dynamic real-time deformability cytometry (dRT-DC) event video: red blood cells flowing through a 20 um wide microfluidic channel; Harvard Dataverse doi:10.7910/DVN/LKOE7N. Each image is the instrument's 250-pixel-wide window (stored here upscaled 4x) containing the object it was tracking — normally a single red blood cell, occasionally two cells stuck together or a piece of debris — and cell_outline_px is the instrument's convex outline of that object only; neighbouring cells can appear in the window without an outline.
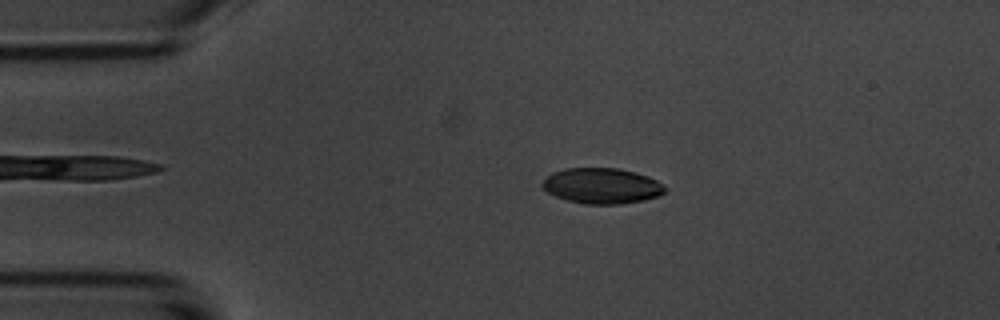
{"species": "common noctule bat (a hibernating species)", "species_latin": "Nyctalus noctula", "temperature_condition": "room temperature", "stored_images_in_passage": 47, "camera_frame_rate_fps": 3000, "um_per_image_px": 0.085, "animal": {"sex": "male", "body_mass_g": 20.1, "forearm_length_mm": 53.5}, "frame": {"image": 1, "passage_image": 10, "time_ms": 3.0, "image_size_px": [1000, 320], "cell_outline_px": [[668, 188], [660, 196], [644, 200], [620, 204], [584, 204], [568, 200], [556, 196], [548, 192], [540, 184], [552, 172], [564, 168], [620, 168], [636, 172], [648, 176], [664, 184]], "centroid_in_image_um": [51.19, 15.79], "position_along_channel_um": 33.8, "area_um2": 25.61}}
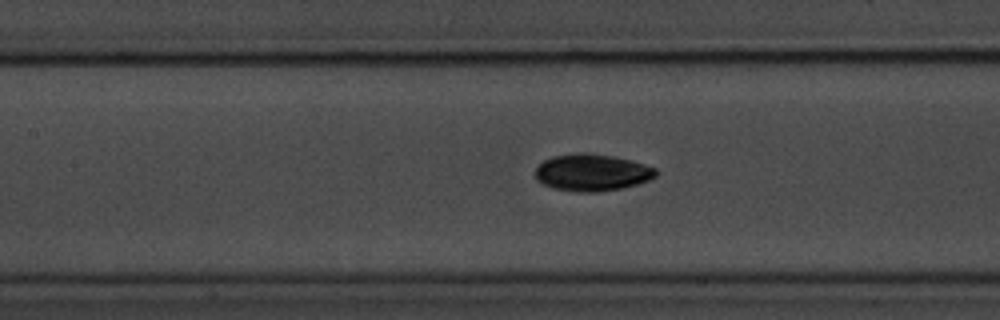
{"frame": {"image": 2, "passage_image": 23, "time_ms": 7.333, "image_size_px": [1000, 320], "cell_outline_px": [[656, 176], [648, 180], [636, 184], [620, 188], [596, 192], [576, 192], [552, 188], [536, 180], [536, 168], [544, 160], [552, 156], [580, 152], [588, 152], [612, 156], [632, 160], [656, 168]], "centroid_in_image_um": [50.3, 14.65], "position_along_channel_um": 157.1, "area_um2": 25.95}}
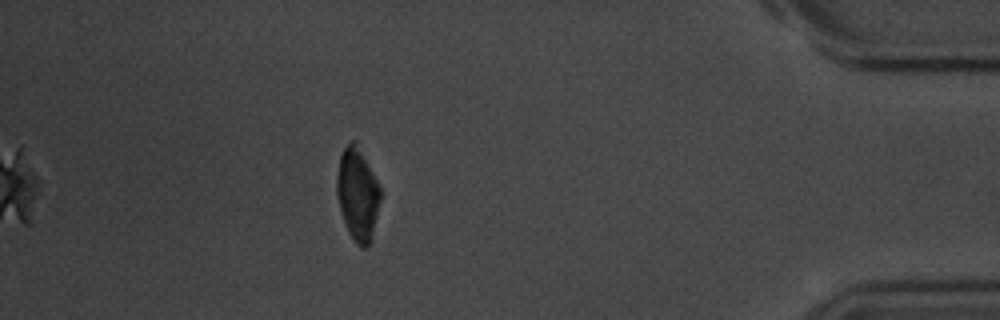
{"frame": {"image": 3, "passage_image": 47, "time_ms": 15.333, "image_size_px": [1000, 320], "cell_outline_px": [[380, 200], [372, 240], [364, 248], [360, 248], [356, 244], [348, 232], [344, 224], [340, 212], [336, 196], [336, 176], [340, 156], [344, 148], [352, 140], [356, 140], [380, 188]], "centroid_in_image_um": [30.37, 16.54], "position_along_channel_um": 404.8, "area_um2": 23.64}, "authors_computed_cell_mechanics": {"area_um2": 25.0852, "velocity_mm_per_s": 3.6975, "shape_relaxation_time_tau1_ms": 2.1649, "shape_relaxation_time_tau2_ms": 4.17, "deformation_change_tau1": 0.1103, "deformation_change_tau2": 0.0764}}